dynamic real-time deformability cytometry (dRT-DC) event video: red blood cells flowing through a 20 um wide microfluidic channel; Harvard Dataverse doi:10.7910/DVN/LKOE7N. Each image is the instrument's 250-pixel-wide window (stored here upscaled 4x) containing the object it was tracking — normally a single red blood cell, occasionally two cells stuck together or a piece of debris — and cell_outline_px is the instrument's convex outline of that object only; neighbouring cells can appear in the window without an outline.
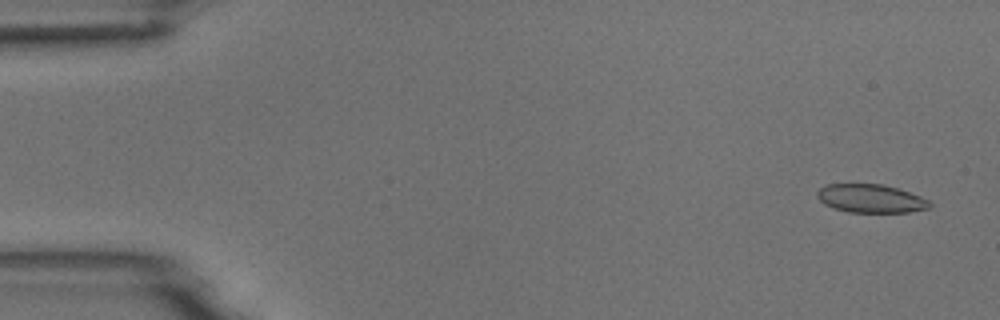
{"species": "common noctule bat (a hibernating species)", "species_latin": "Nyctalus noctula", "temperature_condition": "room temperature", "stored_images_in_passage": 55, "camera_frame_rate_fps": 3000, "um_per_image_px": 0.085, "animal": {"sex": "male", "body_mass_g": 18.8}, "frame": {"image": 1, "passage_image": 3, "time_ms": 0.667, "image_size_px": [1000, 320], "cell_outline_px": [[932, 204], [928, 208], [908, 212], [848, 212], [832, 208], [824, 204], [816, 196], [816, 192], [824, 184], [884, 184], [920, 196], [928, 200]], "centroid_in_image_um": [73.97, 16.87], "position_along_channel_um": 11.0, "area_um2": 18.61}}
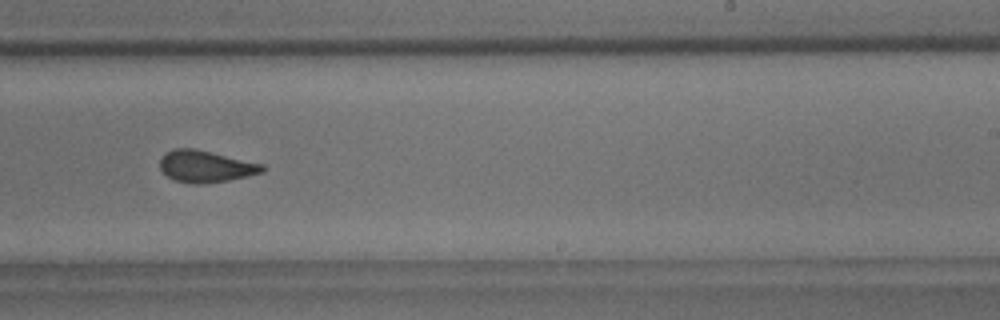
{"frame": {"image": 2, "passage_image": 34, "time_ms": 11.0, "image_size_px": [1000, 320], "cell_outline_px": [[264, 172], [248, 176], [228, 180], [200, 184], [192, 184], [176, 180], [168, 176], [160, 168], [160, 160], [172, 148], [192, 148], [264, 164]], "centroid_in_image_um": [17.5, 14.15], "position_along_channel_um": 271.5, "area_um2": 18.67}}
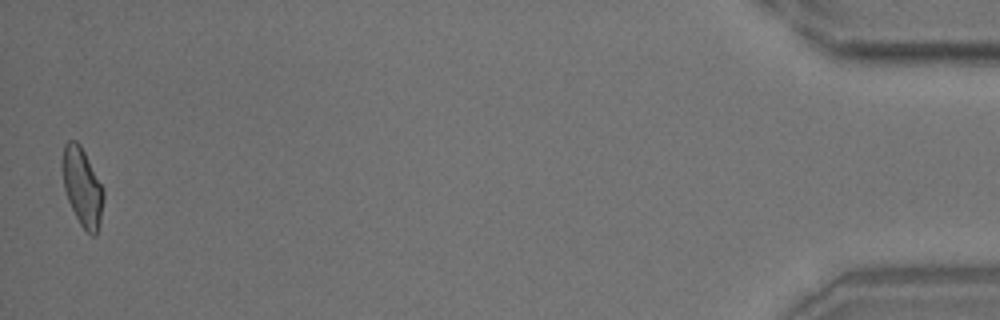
{"frame": {"image": 3, "passage_image": 54, "time_ms": 17.667, "image_size_px": [1000, 320], "cell_outline_px": [[104, 196], [100, 220], [96, 236], [92, 236], [80, 224], [68, 200], [64, 188], [60, 164], [60, 160], [64, 144], [68, 140], [76, 140], [80, 144], [104, 188]], "centroid_in_image_um": [6.97, 15.84], "position_along_channel_um": 428.2, "area_um2": 18.96}, "authors_computed_cell_mechanics": {"area_um2": 19.074, "velocity_mm_per_s": 3.7221, "shape_relaxation_time_tau1_ms": 4.8772, "shape_relaxation_time_tau2_ms": 1.1009, "deformation_change_tau1": 0.1239, "deformation_change_tau2": 0.0696}}